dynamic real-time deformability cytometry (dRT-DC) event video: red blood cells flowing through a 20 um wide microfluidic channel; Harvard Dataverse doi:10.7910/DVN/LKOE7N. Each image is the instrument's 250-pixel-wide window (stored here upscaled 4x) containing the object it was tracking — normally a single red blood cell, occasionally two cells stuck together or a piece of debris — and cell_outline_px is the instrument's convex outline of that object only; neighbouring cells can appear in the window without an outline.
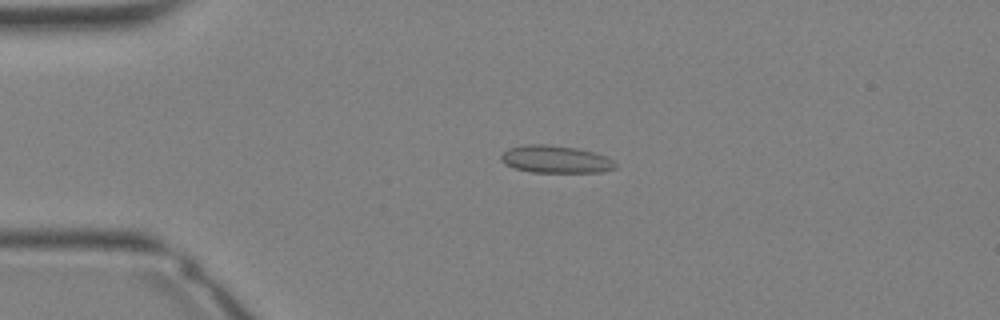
{"species": "Egyptian fruit bat (a non-hibernating species)", "species_latin": "Rousettus aegyptiacus", "temperature_condition": "warm", "stored_images_in_passage": 34, "camera_frame_rate_fps": 3000, "um_per_image_px": 0.085, "animal": {"sex": "female"}, "frame": {"image": 1, "passage_image": 8, "time_ms": 2.333, "image_size_px": [1000, 320], "cell_outline_px": [[616, 168], [600, 172], [532, 172], [512, 168], [504, 164], [500, 160], [500, 156], [508, 148], [528, 144], [544, 144], [576, 148], [596, 152], [612, 160], [616, 164]], "centroid_in_image_um": [47.19, 13.54], "position_along_channel_um": 37.8, "area_um2": 18.32}}
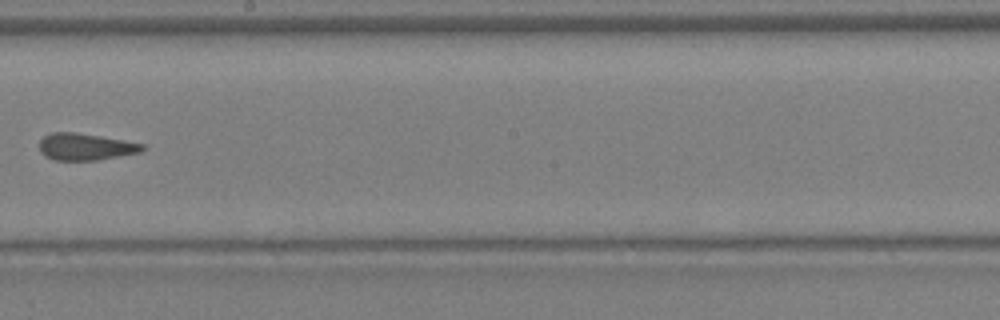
{"frame": {"image": 2, "passage_image": 20, "time_ms": 6.333, "image_size_px": [1000, 320], "cell_outline_px": [[148, 148], [140, 152], [100, 160], [56, 160], [44, 156], [40, 152], [40, 140], [44, 136], [52, 132], [76, 132], [124, 140], [144, 144]], "centroid_in_image_um": [7.29, 12.48], "position_along_channel_um": 240.9, "area_um2": 16.24}}
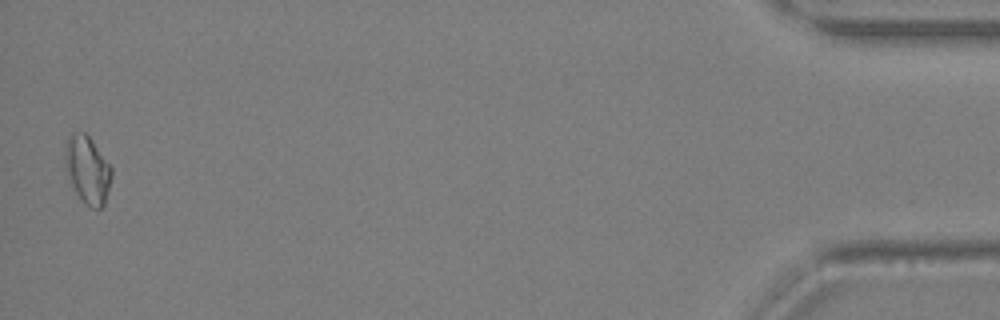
{"frame": {"image": 3, "passage_image": 34, "time_ms": 11.0, "image_size_px": [1000, 320], "cell_outline_px": [[112, 176], [104, 204], [100, 208], [92, 208], [84, 204], [80, 200], [68, 180], [64, 164], [64, 156], [68, 140], [72, 132], [84, 132], [92, 140], [112, 168]], "centroid_in_image_um": [7.42, 14.46], "position_along_channel_um": 427.8, "area_um2": 18.38}}